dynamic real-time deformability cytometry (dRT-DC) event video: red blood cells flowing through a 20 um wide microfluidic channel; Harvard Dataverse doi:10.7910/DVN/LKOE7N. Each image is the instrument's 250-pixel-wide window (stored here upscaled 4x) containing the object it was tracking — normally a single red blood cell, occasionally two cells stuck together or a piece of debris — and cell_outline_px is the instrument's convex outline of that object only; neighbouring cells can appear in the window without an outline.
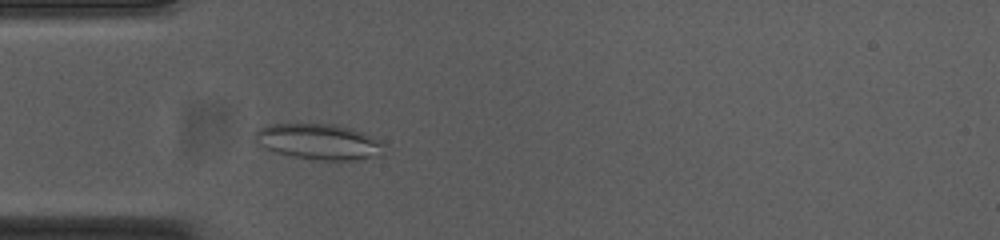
{"species": "common noctule bat (a hibernating species)", "species_latin": "Nyctalus noctula", "temperature_condition": "cold", "stored_images_in_passage": 49, "camera_frame_rate_fps": 3000, "um_per_image_px": 0.085, "animal": {"sex": "female", "body_mass_g": 23.0, "forearm_length_mm": 53.4}, "frame": {"image": 1, "passage_image": 11, "time_ms": 3.333, "image_size_px": [1000, 240], "cell_outline_px": [[384, 156], [356, 160], [320, 160], [296, 156], [276, 152], [264, 148], [252, 140], [252, 132], [256, 128], [268, 124], [332, 124], [352, 128], [380, 140], [384, 144]], "centroid_in_image_um": [27.07, 12.04], "position_along_channel_um": 57.9, "area_um2": 27.28}}
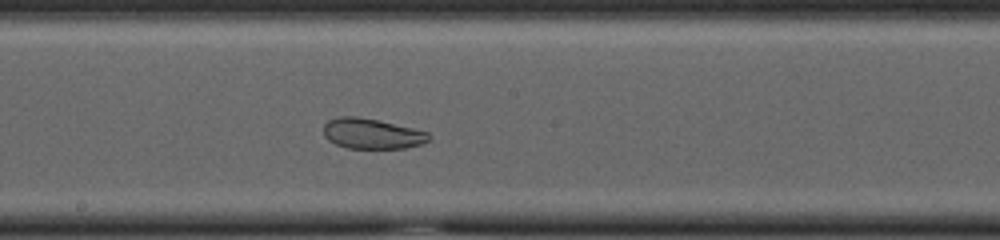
{"frame": {"image": 2, "passage_image": 24, "time_ms": 7.667, "image_size_px": [1000, 240], "cell_outline_px": [[432, 136], [428, 140], [420, 144], [404, 148], [348, 148], [336, 144], [328, 140], [324, 136], [324, 124], [328, 120], [340, 116], [356, 116], [376, 120], [412, 128], [428, 132]], "centroid_in_image_um": [31.59, 11.36], "position_along_channel_um": 216.6, "area_um2": 18.44}}
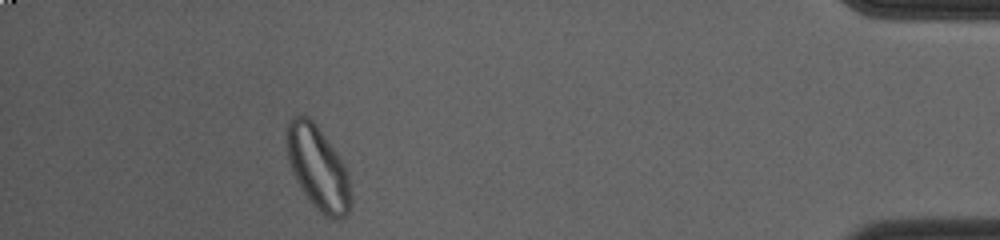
{"frame": {"image": 3, "passage_image": 44, "time_ms": 14.333, "image_size_px": [1000, 240], "cell_outline_px": [[352, 200], [348, 212], [340, 220], [332, 220], [320, 212], [316, 208], [304, 192], [296, 180], [288, 160], [288, 120], [292, 116], [308, 116], [316, 124], [336, 152], [344, 164], [348, 172]], "centroid_in_image_um": [27.06, 14.31], "position_along_channel_um": 408.1, "area_um2": 30.81}, "authors_computed_cell_mechanics": {"area_um2": 26.6458, "velocity_mm_per_s": 3.7289, "shape_relaxation_time_tau1_ms": null, "shape_relaxation_time_tau2_ms": 1.509, "deformation_change_tau1": null, "deformation_change_tau2": 0.0583}}